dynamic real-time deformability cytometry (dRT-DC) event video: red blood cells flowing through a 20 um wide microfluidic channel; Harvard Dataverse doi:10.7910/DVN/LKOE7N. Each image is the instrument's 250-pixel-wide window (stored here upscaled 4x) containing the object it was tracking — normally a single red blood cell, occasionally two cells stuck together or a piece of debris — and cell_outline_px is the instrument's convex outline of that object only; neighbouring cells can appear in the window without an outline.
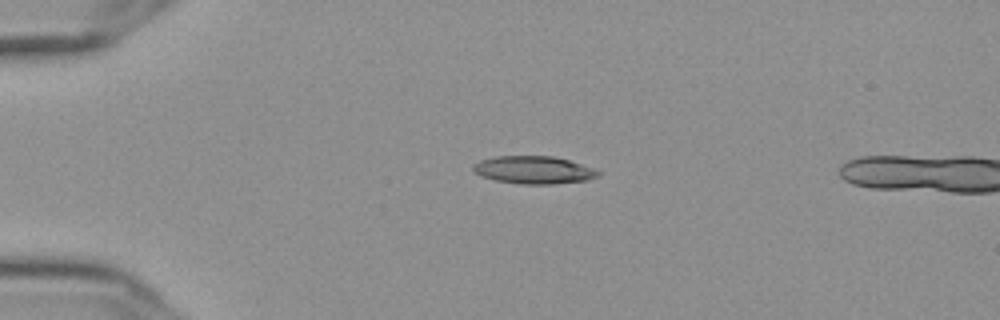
{"species": "Egyptian fruit bat (a non-hibernating species)", "species_latin": "Rousettus aegyptiacus", "temperature_condition": "cold", "stored_images_in_passage": 4, "camera_frame_rate_fps": 3000, "um_per_image_px": 0.085, "frame": {"image": 1, "passage_image": 1, "time_ms": 0.0, "image_size_px": [1000, 320], "cell_outline_px": [[600, 176], [588, 180], [552, 184], [520, 184], [496, 180], [480, 176], [472, 168], [472, 164], [480, 160], [496, 156], [552, 156], [568, 160], [592, 168], [600, 172]], "centroid_in_image_um": [45.35, 14.45], "position_along_channel_um": 39.7, "area_um2": 20.11}}